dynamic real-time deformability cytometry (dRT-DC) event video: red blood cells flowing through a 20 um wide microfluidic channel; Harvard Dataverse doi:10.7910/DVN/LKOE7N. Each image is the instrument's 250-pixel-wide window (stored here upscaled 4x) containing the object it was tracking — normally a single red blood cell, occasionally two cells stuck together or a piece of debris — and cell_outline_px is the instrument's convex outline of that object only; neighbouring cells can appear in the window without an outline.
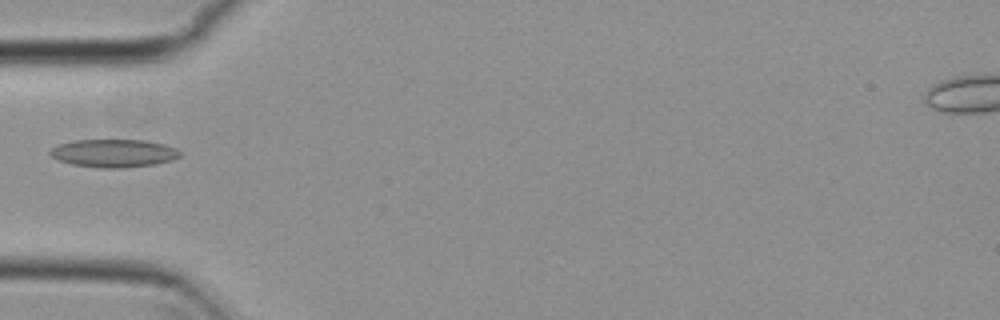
{"species": "common noctule bat (a hibernating species)", "species_latin": "Nyctalus noctula", "temperature_condition": "cold", "stored_images_in_passage": 5, "camera_frame_rate_fps": 3000, "um_per_image_px": 0.085, "animal": {"sex": "female", "body_mass_g": 29.2, "forearm_length_mm": 56.3}, "frame": {"image": 1, "passage_image": 4, "time_ms": 1.0, "image_size_px": [1000, 320], "cell_outline_px": [[180, 156], [172, 160], [156, 164], [120, 168], [100, 168], [72, 164], [56, 160], [48, 152], [56, 144], [76, 140], [144, 140], [164, 144], [176, 148], [180, 152]], "centroid_in_image_um": [9.64, 13.02], "position_along_channel_um": 75.4, "area_um2": 21.27}}
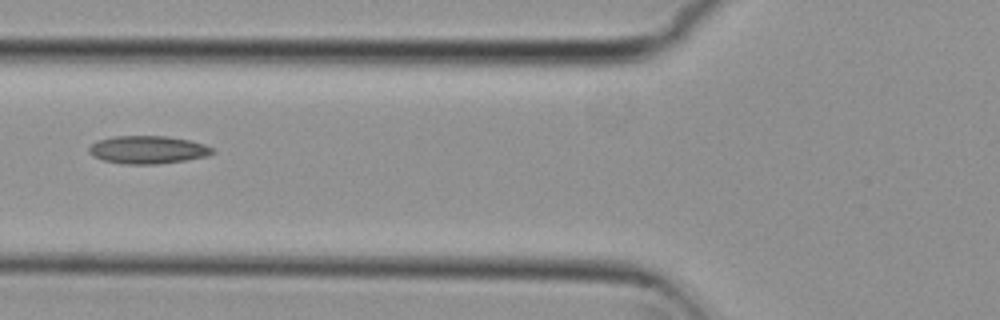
{"frame": {"image": 2, "passage_image": 5, "time_ms": 1.333, "image_size_px": [1000, 320], "cell_outline_px": [[216, 152], [208, 156], [184, 160], [156, 164], [124, 164], [104, 160], [92, 156], [88, 152], [88, 148], [92, 144], [100, 140], [116, 136], [168, 136], [188, 140], [204, 144], [212, 148]], "centroid_in_image_um": [12.57, 12.73], "position_along_channel_um": 113.2, "area_um2": 19.94}}